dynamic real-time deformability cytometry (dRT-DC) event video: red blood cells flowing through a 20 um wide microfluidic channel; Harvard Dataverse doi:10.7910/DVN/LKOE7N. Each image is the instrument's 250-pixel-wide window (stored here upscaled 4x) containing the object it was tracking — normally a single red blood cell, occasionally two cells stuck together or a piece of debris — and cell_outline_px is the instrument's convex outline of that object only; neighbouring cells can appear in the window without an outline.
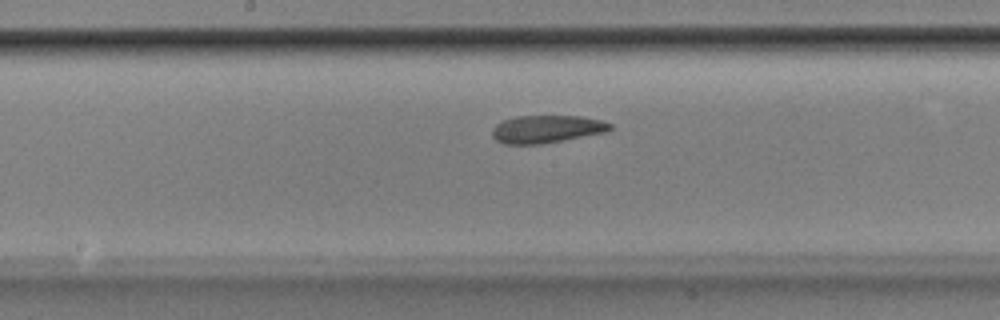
{"species": "Egyptian fruit bat (a non-hibernating species)", "species_latin": "Rousettus aegyptiacus", "temperature_condition": "room temperature", "stored_images_in_passage": 47, "camera_frame_rate_fps": 3000, "um_per_image_px": 0.085, "animal": {"sex": "male"}, "frame": {"image": 1, "passage_image": 22, "time_ms": 7.0, "image_size_px": [1000, 320], "cell_outline_px": [[612, 128], [608, 132], [540, 144], [504, 144], [496, 140], [492, 136], [492, 128], [496, 124], [504, 120], [516, 116], [580, 116], [600, 120], [612, 124]], "centroid_in_image_um": [46.46, 10.97], "position_along_channel_um": 201.7, "area_um2": 19.02}}
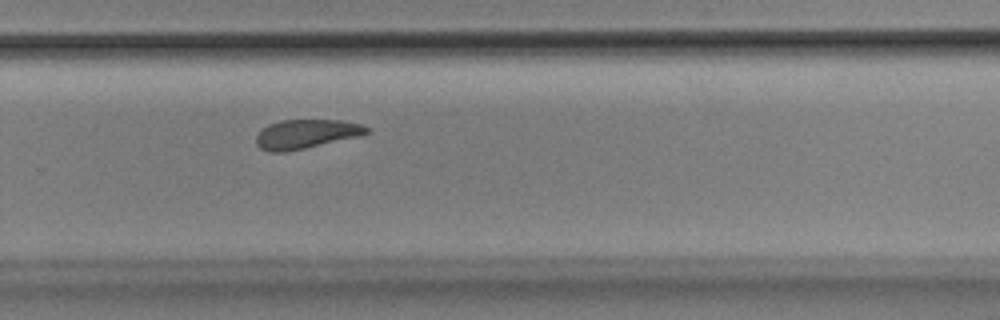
{"frame": {"image": 2, "passage_image": 30, "time_ms": 9.667, "image_size_px": [1000, 320], "cell_outline_px": [[372, 132], [356, 136], [304, 148], [284, 152], [268, 152], [260, 148], [256, 144], [256, 136], [268, 124], [280, 120], [340, 120], [360, 124], [368, 128]], "centroid_in_image_um": [25.97, 11.38], "position_along_channel_um": 303.8, "area_um2": 18.44}}
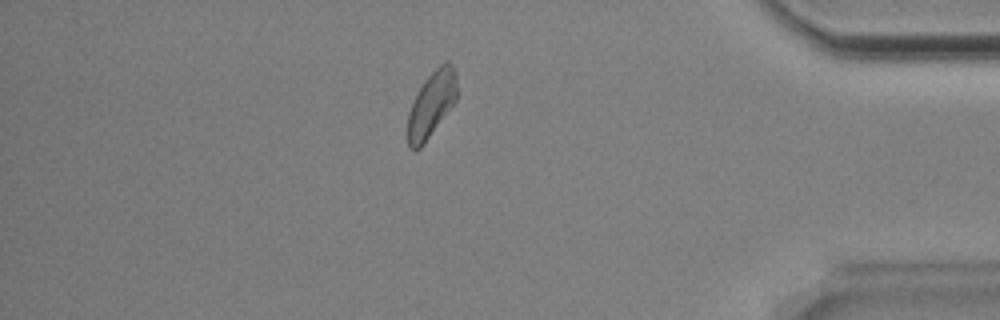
{"frame": {"image": 3, "passage_image": 40, "time_ms": 13.0, "image_size_px": [1000, 320], "cell_outline_px": [[456, 100], [424, 144], [416, 152], [408, 148], [408, 112], [424, 80], [444, 60], [448, 60], [452, 64], [456, 72]], "centroid_in_image_um": [36.67, 8.87], "position_along_channel_um": 398.5, "area_um2": 18.73}, "authors_computed_cell_mechanics": {"area_um2": 19.4208, "velocity_mm_per_s": 3.8443, "shape_relaxation_time_tau1_ms": 10.4179, "shape_relaxation_time_tau2_ms": 2.7099, "deformation_change_tau1": 0.2225, "deformation_change_tau2": 0.0899}}